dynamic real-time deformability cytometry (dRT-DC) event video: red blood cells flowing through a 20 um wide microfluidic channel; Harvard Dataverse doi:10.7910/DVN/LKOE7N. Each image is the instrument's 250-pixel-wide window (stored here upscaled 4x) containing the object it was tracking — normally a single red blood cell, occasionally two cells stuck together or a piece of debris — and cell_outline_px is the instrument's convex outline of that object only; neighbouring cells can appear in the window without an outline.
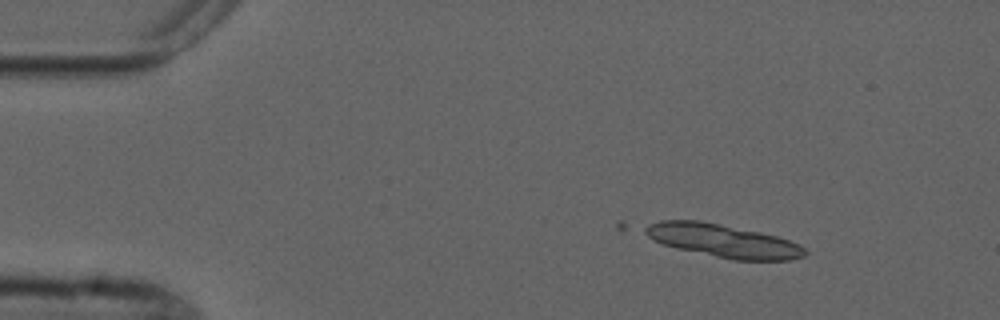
{"species": "common noctule bat (a hibernating species)", "species_latin": "Nyctalus noctula", "temperature_condition": "cold", "stored_images_in_passage": 4, "camera_frame_rate_fps": 3000, "um_per_image_px": 0.085, "animal": {"sex": "male", "forearm_length_mm": 52.5}, "frame": {"image": 1, "passage_image": 2, "time_ms": 1.333, "image_size_px": [1000, 320], "cell_outline_px": [[808, 252], [804, 256], [788, 260], [732, 260], [676, 248], [664, 244], [648, 236], [640, 228], [648, 224], [660, 220], [700, 220], [760, 232], [776, 236], [800, 244]], "centroid_in_image_um": [61.45, 20.46], "position_along_channel_um": 23.6, "area_um2": 30.75}}